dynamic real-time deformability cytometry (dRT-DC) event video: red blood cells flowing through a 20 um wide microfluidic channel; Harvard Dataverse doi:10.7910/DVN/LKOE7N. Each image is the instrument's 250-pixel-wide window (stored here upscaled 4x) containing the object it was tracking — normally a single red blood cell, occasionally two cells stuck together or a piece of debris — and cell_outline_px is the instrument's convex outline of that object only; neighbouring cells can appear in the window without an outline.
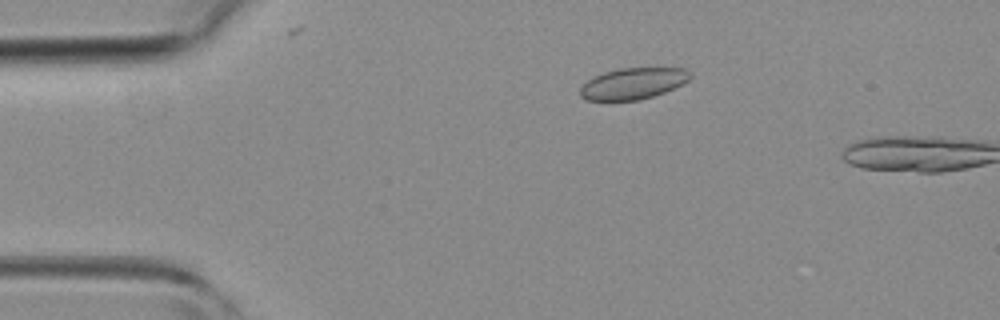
{"species": "common noctule bat (a hibernating species)", "species_latin": "Nyctalus noctula", "temperature_condition": "room temperature", "stored_images_in_passage": 3, "camera_frame_rate_fps": 3000, "um_per_image_px": 0.085, "animal": {"sex": "female", "body_mass_g": 19.3, "forearm_length_mm": 54.1}, "frame": {"image": 1, "passage_image": 2, "time_ms": 1.667, "image_size_px": [1000, 320], "cell_outline_px": [[692, 76], [688, 80], [664, 92], [640, 100], [588, 100], [580, 96], [580, 88], [588, 80], [604, 72], [620, 68], [684, 68], [692, 72]], "centroid_in_image_um": [53.82, 7.09], "position_along_channel_um": 31.2, "area_um2": 19.83}}